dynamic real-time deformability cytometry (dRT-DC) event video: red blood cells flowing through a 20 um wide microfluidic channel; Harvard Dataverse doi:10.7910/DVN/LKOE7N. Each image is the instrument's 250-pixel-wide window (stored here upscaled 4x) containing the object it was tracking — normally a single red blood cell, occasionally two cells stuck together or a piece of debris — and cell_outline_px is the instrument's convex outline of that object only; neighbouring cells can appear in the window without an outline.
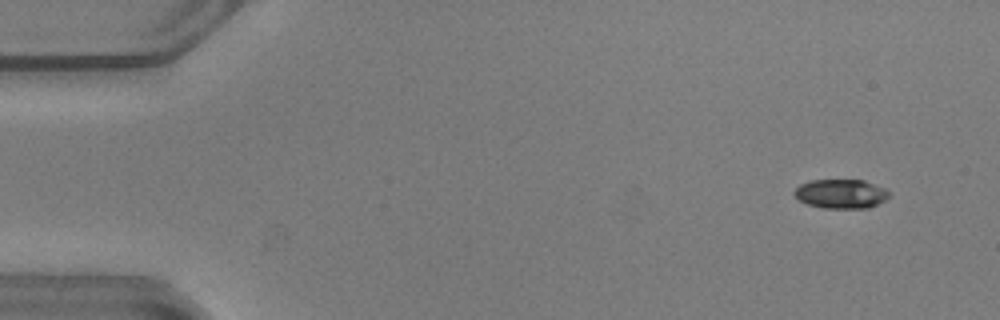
{"species": "common noctule bat (a hibernating species)", "species_latin": "Nyctalus noctula", "temperature_condition": "warm", "stored_images_in_passage": 54, "camera_frame_rate_fps": 3000, "um_per_image_px": 0.085, "animal": {"sex": "male", "body_mass_g": 20.5, "forearm_length_mm": 52.5}, "frame": {"image": 1, "passage_image": 4, "time_ms": 1.0, "image_size_px": [1000, 320], "cell_outline_px": [[888, 196], [884, 200], [868, 208], [824, 208], [808, 204], [800, 200], [792, 192], [800, 184], [812, 180], [864, 180], [884, 188], [888, 192]], "centroid_in_image_um": [71.46, 16.47], "position_along_channel_um": 13.5, "area_um2": 15.9}}
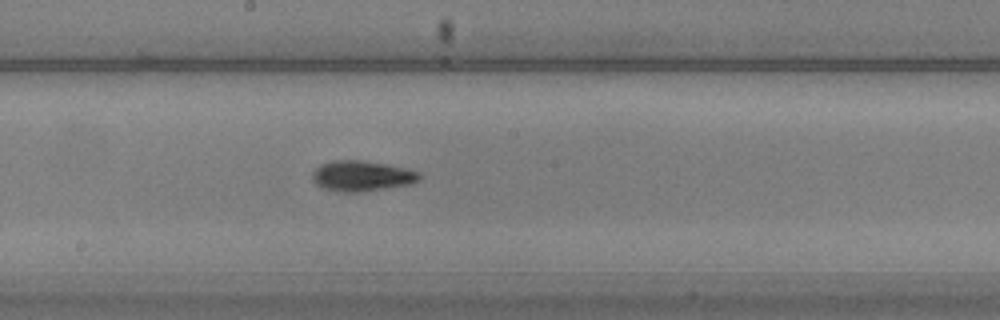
{"frame": {"image": 2, "passage_image": 29, "time_ms": 9.333, "image_size_px": [1000, 320], "cell_outline_px": [[424, 176], [420, 180], [412, 184], [360, 192], [340, 192], [324, 188], [316, 184], [312, 180], [312, 172], [320, 164], [332, 160], [360, 160], [384, 164], [404, 168], [420, 172]], "centroid_in_image_um": [30.76, 14.96], "position_along_channel_um": 217.4, "area_um2": 19.13}}
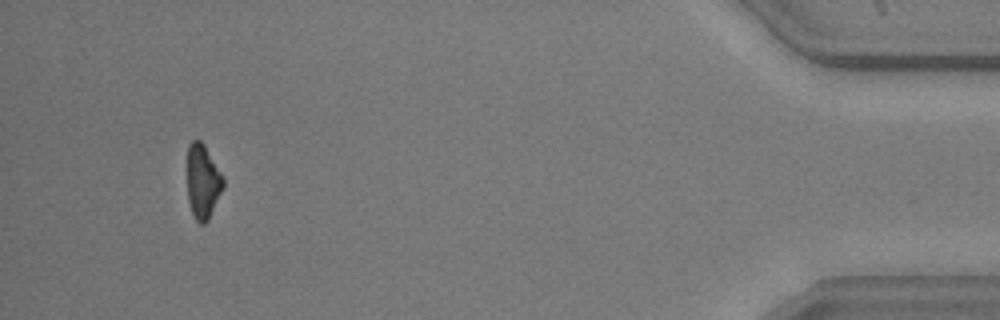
{"frame": {"image": 3, "passage_image": 50, "time_ms": 16.333, "image_size_px": [1000, 320], "cell_outline_px": [[224, 188], [208, 220], [204, 224], [200, 224], [196, 220], [192, 212], [188, 200], [188, 144], [192, 140], [200, 140], [204, 144], [224, 176]], "centroid_in_image_um": [17.26, 15.42], "position_along_channel_um": 417.9, "area_um2": 15.66}, "authors_computed_cell_mechanics": {"area_um2": 17.051, "velocity_mm_per_s": 3.8679, "shape_relaxation_time_tau1_ms": 2.9503, "shape_relaxation_time_tau2_ms": null, "deformation_change_tau1": 0.1368, "deformation_change_tau2": null}}